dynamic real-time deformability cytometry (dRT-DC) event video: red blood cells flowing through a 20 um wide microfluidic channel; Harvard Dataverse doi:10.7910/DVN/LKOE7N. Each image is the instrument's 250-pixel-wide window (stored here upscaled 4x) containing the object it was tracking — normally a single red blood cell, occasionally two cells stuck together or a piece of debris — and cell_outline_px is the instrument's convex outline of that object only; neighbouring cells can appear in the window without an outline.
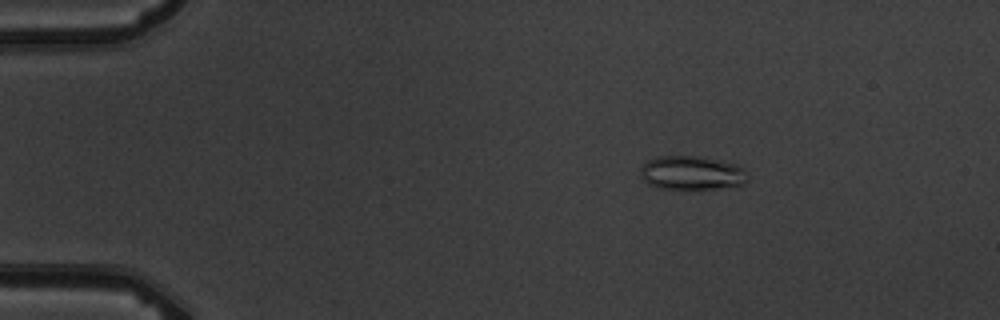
{"species": "common noctule bat (a hibernating species)", "species_latin": "Nyctalus noctula", "temperature_condition": "warm", "stored_images_in_passage": 6, "camera_frame_rate_fps": 3000, "um_per_image_px": 0.085, "animal": {"sex": "male", "body_mass_g": 19.5, "forearm_length_mm": 54.6}, "frame": {"image": 1, "passage_image": 3, "time_ms": 2.333, "image_size_px": [1000, 320], "cell_outline_px": [[748, 180], [744, 184], [716, 188], [656, 188], [648, 184], [644, 180], [640, 172], [640, 168], [648, 160], [656, 156], [700, 156], [736, 164], [744, 168], [748, 176]], "centroid_in_image_um": [58.8, 14.68], "position_along_channel_um": 26.2, "area_um2": 21.1}}
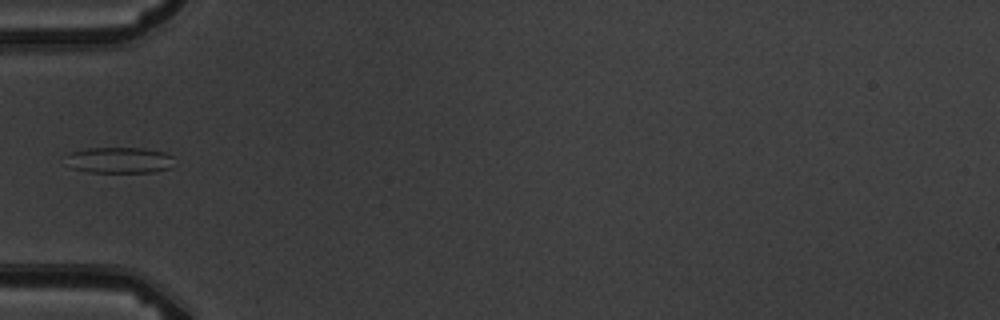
{"frame": {"image": 2, "passage_image": 5, "time_ms": 5.667, "image_size_px": [1000, 320], "cell_outline_px": [[172, 168], [152, 172], [88, 172], [72, 168], [68, 156], [72, 152], [88, 148], [144, 148], [164, 152], [172, 156]], "centroid_in_image_um": [10.21, 13.61], "position_along_channel_um": 74.8, "area_um2": 16.18}}
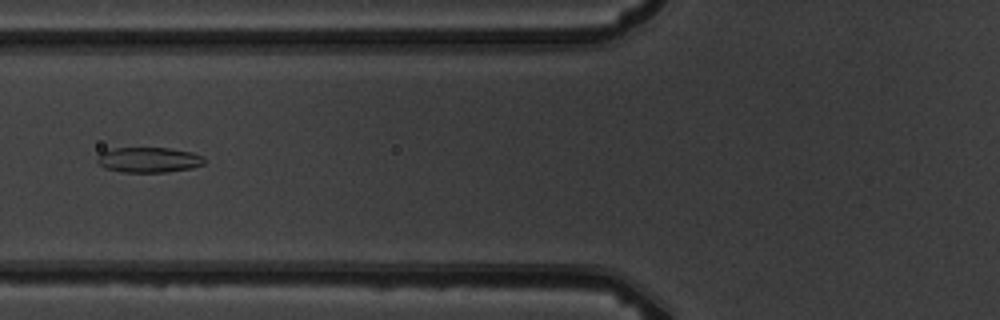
{"frame": {"image": 3, "passage_image": 6, "time_ms": 6.667, "image_size_px": [1000, 320], "cell_outline_px": [[204, 164], [192, 168], [168, 172], [120, 172], [104, 168], [96, 160], [96, 156], [100, 152], [116, 148], [168, 148], [192, 152], [204, 156]], "centroid_in_image_um": [12.63, 13.59], "position_along_channel_um": 113.2, "area_um2": 15.9}}